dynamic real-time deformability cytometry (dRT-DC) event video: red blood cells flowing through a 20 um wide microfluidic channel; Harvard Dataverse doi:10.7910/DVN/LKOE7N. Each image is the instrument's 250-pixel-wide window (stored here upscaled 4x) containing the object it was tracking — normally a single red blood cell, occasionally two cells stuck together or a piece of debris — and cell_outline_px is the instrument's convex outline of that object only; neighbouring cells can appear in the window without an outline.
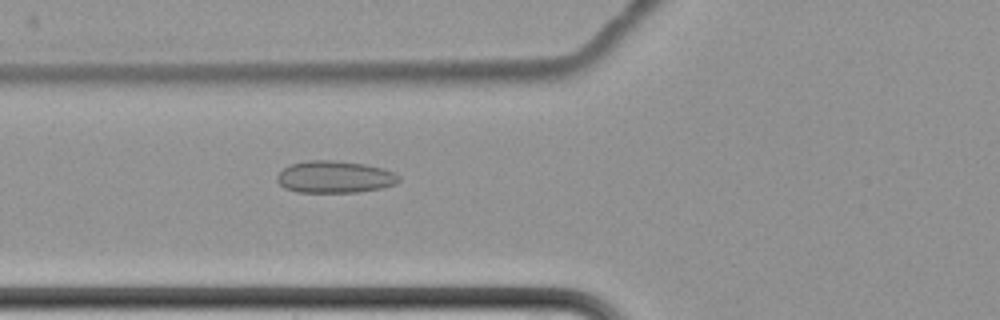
{"species": "common noctule bat (a hibernating species)", "species_latin": "Nyctalus noctula", "temperature_condition": "cold", "stored_images_in_passage": 8, "camera_frame_rate_fps": 3000, "um_per_image_px": 0.085, "animal": {"sex": "female", "body_mass_g": 22.7, "forearm_length_mm": 54.2}, "frame": {"image": 1, "passage_image": 8, "time_ms": 8.333, "image_size_px": [1000, 320], "cell_outline_px": [[400, 180], [396, 184], [384, 188], [356, 192], [296, 192], [284, 188], [276, 180], [276, 176], [284, 168], [292, 164], [308, 160], [332, 160], [364, 164], [384, 168], [400, 176]], "centroid_in_image_um": [28.46, 15.04], "position_along_channel_um": 97.3, "area_um2": 22.83}}